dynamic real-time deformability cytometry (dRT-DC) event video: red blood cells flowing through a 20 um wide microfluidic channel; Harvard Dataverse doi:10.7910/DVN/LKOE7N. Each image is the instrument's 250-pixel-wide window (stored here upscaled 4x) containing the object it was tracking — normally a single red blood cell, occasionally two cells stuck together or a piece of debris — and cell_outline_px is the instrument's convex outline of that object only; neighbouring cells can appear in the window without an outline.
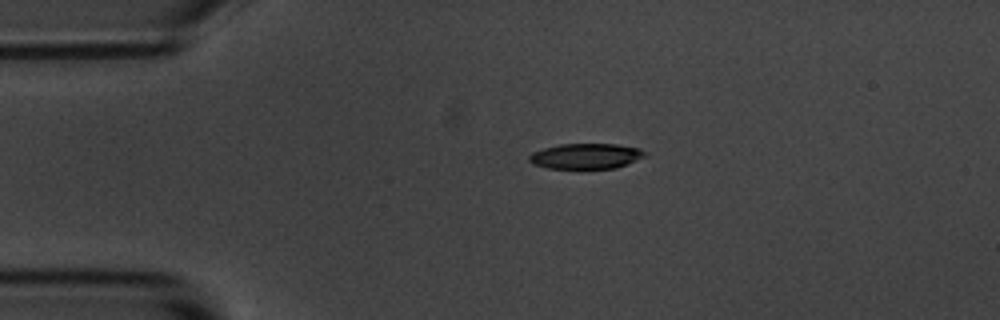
{"species": "common noctule bat (a hibernating species)", "species_latin": "Nyctalus noctula", "temperature_condition": "room temperature", "stored_images_in_passage": 2, "camera_frame_rate_fps": 3000, "um_per_image_px": 0.085, "animal": {"sex": "male", "body_mass_g": 20.1, "forearm_length_mm": 53.5}, "frame": {"image": 1, "passage_image": 1, "time_ms": 0.0, "image_size_px": [1000, 320], "cell_outline_px": [[648, 156], [628, 164], [616, 168], [580, 172], [548, 168], [532, 164], [528, 160], [528, 156], [532, 152], [544, 148], [560, 144], [616, 144], [640, 148], [648, 152]], "centroid_in_image_um": [49.82, 13.33], "position_along_channel_um": 35.2, "area_um2": 18.32}}